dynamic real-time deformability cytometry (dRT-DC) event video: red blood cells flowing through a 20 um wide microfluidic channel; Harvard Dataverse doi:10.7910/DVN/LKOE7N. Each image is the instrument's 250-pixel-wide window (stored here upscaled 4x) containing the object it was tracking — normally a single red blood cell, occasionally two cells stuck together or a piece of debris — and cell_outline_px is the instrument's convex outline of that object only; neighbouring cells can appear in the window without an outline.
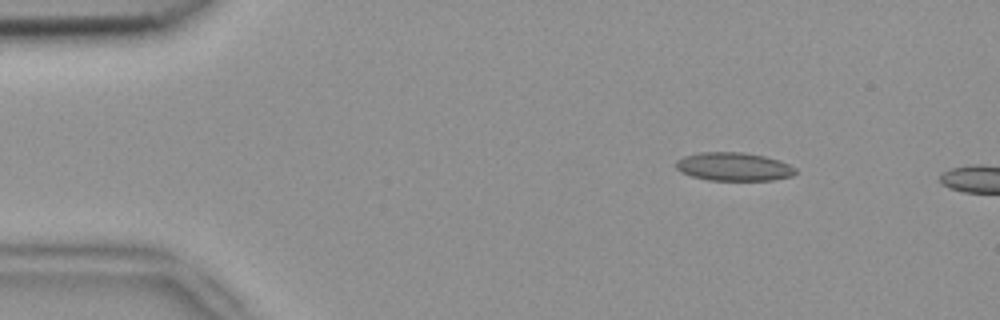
{"species": "common noctule bat (a hibernating species)", "species_latin": "Nyctalus noctula", "temperature_condition": "room temperature", "stored_images_in_passage": 3, "camera_frame_rate_fps": 3000, "um_per_image_px": 0.085, "animal": {"sex": "female", "body_mass_g": 18.4}, "frame": {"image": 1, "passage_image": 2, "time_ms": 0.333, "image_size_px": [1000, 320], "cell_outline_px": [[796, 172], [792, 176], [772, 180], [708, 180], [692, 176], [680, 172], [676, 168], [676, 160], [684, 156], [700, 152], [744, 152], [764, 156], [780, 160], [796, 168]], "centroid_in_image_um": [62.36, 14.16], "position_along_channel_um": 22.6, "area_um2": 19.83}}